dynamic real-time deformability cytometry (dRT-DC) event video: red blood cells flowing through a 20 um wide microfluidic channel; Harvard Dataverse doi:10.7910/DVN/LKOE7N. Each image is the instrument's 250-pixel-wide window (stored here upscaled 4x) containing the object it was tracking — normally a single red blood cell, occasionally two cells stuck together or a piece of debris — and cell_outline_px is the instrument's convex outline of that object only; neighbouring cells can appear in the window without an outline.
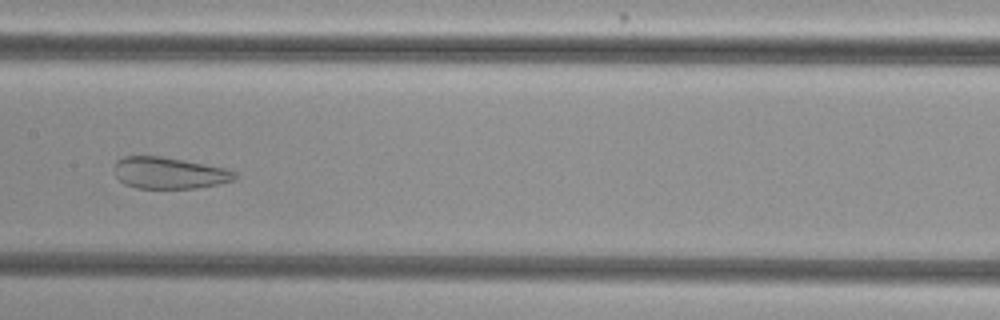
{"species": "common noctule bat (a hibernating species)", "species_latin": "Nyctalus noctula", "temperature_condition": "cold", "stored_images_in_passage": 51, "camera_frame_rate_fps": 3000, "um_per_image_px": 0.085, "animal": {"sex": "female", "body_mass_g": 29.2, "forearm_length_mm": 56.3}, "frame": {"image": 1, "passage_image": 25, "time_ms": 8.0, "image_size_px": [1000, 320], "cell_outline_px": [[236, 176], [232, 180], [216, 184], [196, 188], [136, 188], [124, 184], [116, 176], [112, 168], [116, 160], [124, 156], [160, 156], [184, 160], [228, 168], [236, 172]], "centroid_in_image_um": [14.33, 14.69], "position_along_channel_um": 193.1, "area_um2": 22.25}}
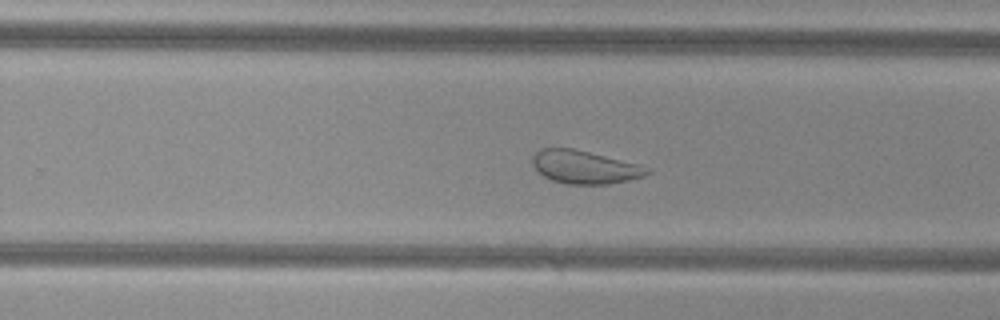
{"frame": {"image": 2, "passage_image": 32, "time_ms": 10.333, "image_size_px": [1000, 320], "cell_outline_px": [[652, 172], [644, 176], [628, 180], [608, 184], [568, 184], [552, 180], [544, 176], [532, 164], [532, 156], [540, 148], [572, 148], [640, 164]], "centroid_in_image_um": [49.69, 14.2], "position_along_channel_um": 280.1, "area_um2": 21.96}}
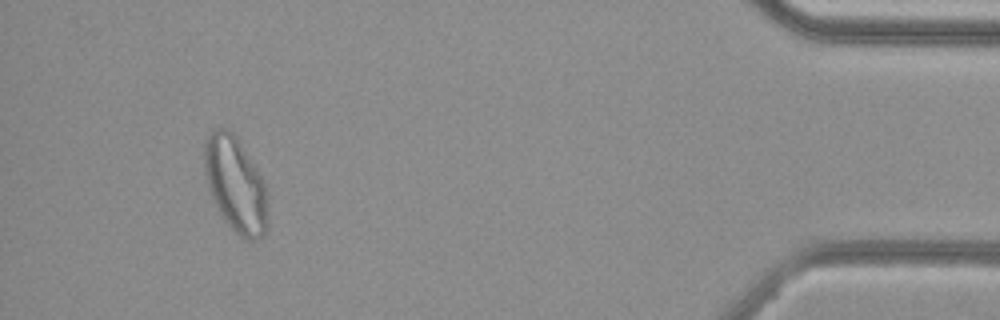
{"frame": {"image": 3, "passage_image": 48, "time_ms": 15.667, "image_size_px": [1000, 320], "cell_outline_px": [[268, 228], [264, 236], [256, 240], [244, 240], [220, 216], [204, 176], [204, 136], [216, 128], [228, 128], [236, 136], [264, 180], [268, 200]], "centroid_in_image_um": [20.03, 15.7], "position_along_channel_um": 415.2, "area_um2": 35.84}}